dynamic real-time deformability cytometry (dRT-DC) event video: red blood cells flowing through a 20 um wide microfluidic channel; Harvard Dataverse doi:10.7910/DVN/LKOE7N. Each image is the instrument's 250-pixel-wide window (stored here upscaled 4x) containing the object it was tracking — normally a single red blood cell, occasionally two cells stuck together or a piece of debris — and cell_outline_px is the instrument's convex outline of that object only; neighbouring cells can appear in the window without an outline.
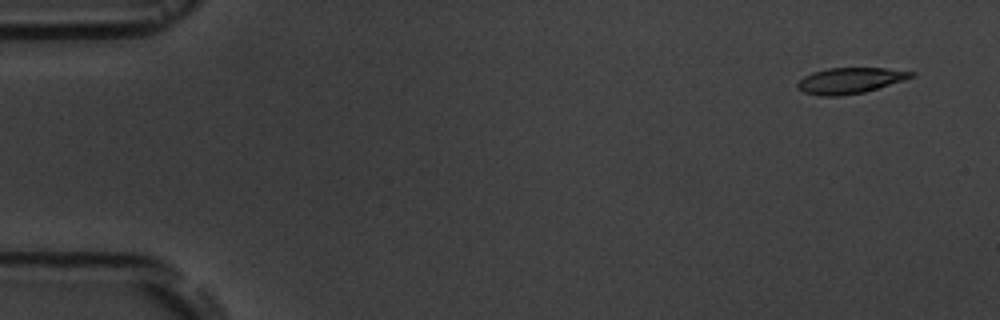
{"species": "common noctule bat (a hibernating species)", "species_latin": "Nyctalus noctula", "temperature_condition": "room temperature", "stored_images_in_passage": 4, "camera_frame_rate_fps": 3000, "um_per_image_px": 0.085, "animal": {"sex": "male", "body_mass_g": 19.5, "forearm_length_mm": 54.6}, "frame": {"image": 1, "passage_image": 1, "time_ms": 0.0, "image_size_px": [1000, 320], "cell_outline_px": [[916, 76], [904, 80], [864, 92], [840, 96], [820, 96], [804, 92], [796, 88], [796, 84], [804, 76], [812, 72], [828, 68], [884, 68], [916, 72]], "centroid_in_image_um": [72.24, 6.85], "position_along_channel_um": 12.8, "area_um2": 17.17}}
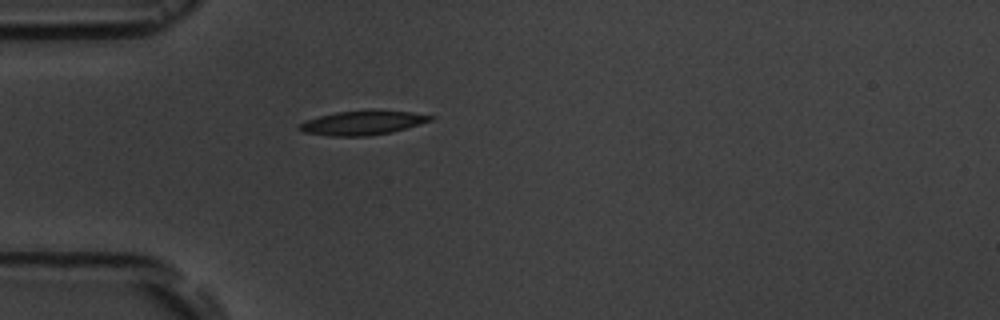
{"frame": {"image": 2, "passage_image": 4, "time_ms": 4.333, "image_size_px": [1000, 320], "cell_outline_px": [[436, 116], [432, 120], [420, 124], [392, 132], [368, 136], [332, 136], [304, 132], [296, 128], [300, 124], [308, 120], [320, 116], [336, 112], [412, 112]], "centroid_in_image_um": [30.82, 10.47], "position_along_channel_um": 54.2, "area_um2": 17.74}}